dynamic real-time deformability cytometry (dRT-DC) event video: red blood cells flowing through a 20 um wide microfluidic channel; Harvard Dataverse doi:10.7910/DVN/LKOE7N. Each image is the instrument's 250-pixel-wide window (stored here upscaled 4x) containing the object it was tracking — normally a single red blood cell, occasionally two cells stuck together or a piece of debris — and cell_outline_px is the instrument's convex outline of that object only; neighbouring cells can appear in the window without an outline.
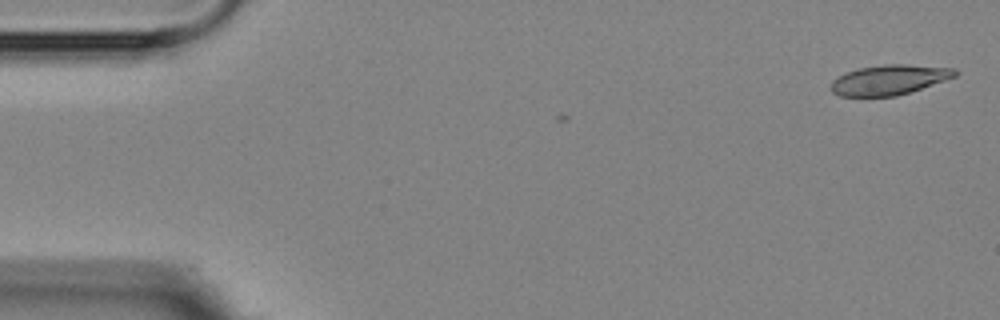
{"species": "Egyptian fruit bat (a non-hibernating species)", "species_latin": "Rousettus aegyptiacus", "temperature_condition": "room temperature", "stored_images_in_passage": 4, "camera_frame_rate_fps": 3000, "um_per_image_px": 0.085, "animal": {"sex": "female"}, "frame": {"image": 1, "passage_image": 1, "time_ms": 0.0, "image_size_px": [1000, 320], "cell_outline_px": [[960, 72], [956, 76], [896, 96], [840, 96], [832, 92], [832, 80], [844, 72], [860, 68], [884, 64], [908, 64], [956, 68]], "centroid_in_image_um": [75.59, 6.77], "position_along_channel_um": 9.4, "area_um2": 21.56}}
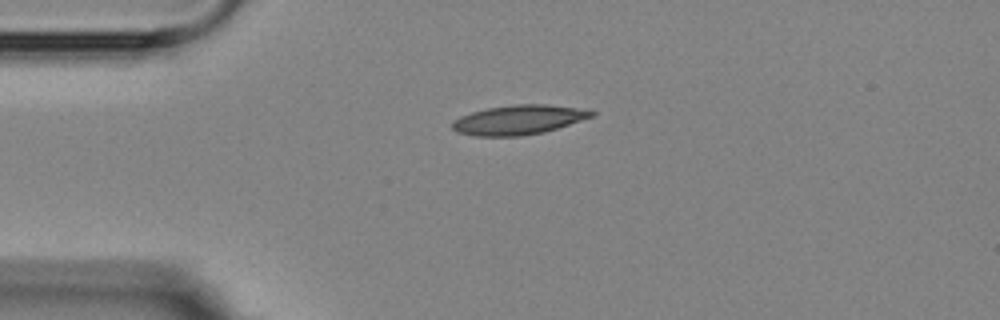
{"frame": {"image": 2, "passage_image": 4, "time_ms": 3.667, "image_size_px": [1000, 320], "cell_outline_px": [[596, 112], [592, 116], [544, 132], [520, 136], [476, 136], [456, 132], [452, 128], [452, 120], [460, 116], [472, 112], [488, 108], [512, 104], [548, 104], [576, 108]], "centroid_in_image_um": [44.0, 10.18], "position_along_channel_um": 41.0, "area_um2": 23.7}}